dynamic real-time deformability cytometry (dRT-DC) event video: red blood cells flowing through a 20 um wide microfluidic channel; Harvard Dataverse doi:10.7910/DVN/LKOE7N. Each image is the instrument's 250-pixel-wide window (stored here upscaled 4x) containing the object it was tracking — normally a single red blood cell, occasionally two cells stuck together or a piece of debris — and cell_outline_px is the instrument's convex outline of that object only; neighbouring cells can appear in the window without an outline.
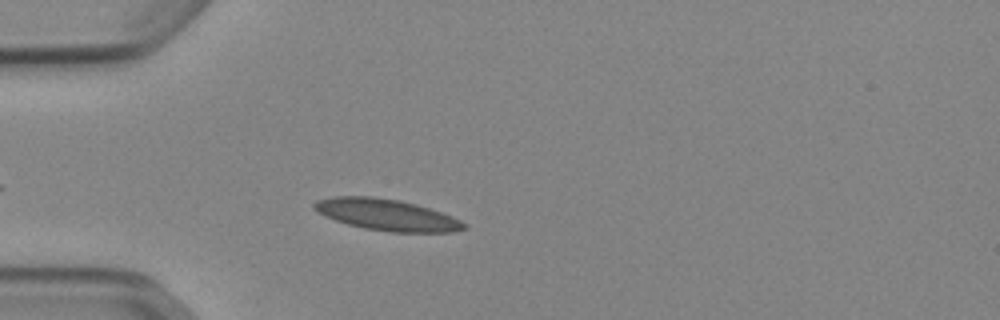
{"species": "Egyptian fruit bat (a non-hibernating species)", "species_latin": "Rousettus aegyptiacus", "temperature_condition": "cold", "stored_images_in_passage": 40, "camera_frame_rate_fps": 3000, "um_per_image_px": 0.085, "animal": {"sex": "female"}, "frame": {"image": 1, "passage_image": 6, "time_ms": 1.667, "image_size_px": [1000, 320], "cell_outline_px": [[468, 228], [452, 232], [392, 232], [364, 228], [348, 224], [324, 216], [316, 212], [312, 208], [312, 204], [316, 200], [332, 196], [372, 196], [400, 200], [416, 204], [452, 216], [468, 224]], "centroid_in_image_um": [32.85, 18.25], "position_along_channel_um": 52.2, "area_um2": 27.57}}
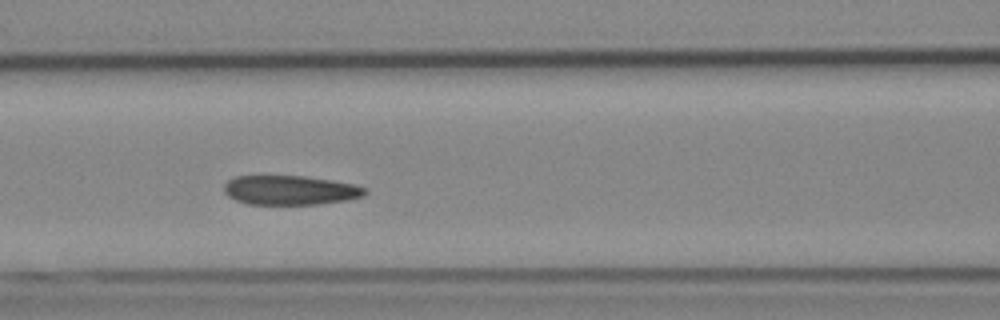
{"frame": {"image": 2, "passage_image": 14, "time_ms": 4.333, "image_size_px": [1000, 320], "cell_outline_px": [[368, 192], [364, 196], [348, 200], [320, 204], [248, 204], [236, 200], [228, 196], [224, 192], [224, 184], [228, 180], [236, 176], [304, 176], [332, 180], [356, 184], [368, 188]], "centroid_in_image_um": [24.72, 16.16], "position_along_channel_um": 141.9, "area_um2": 24.33}}
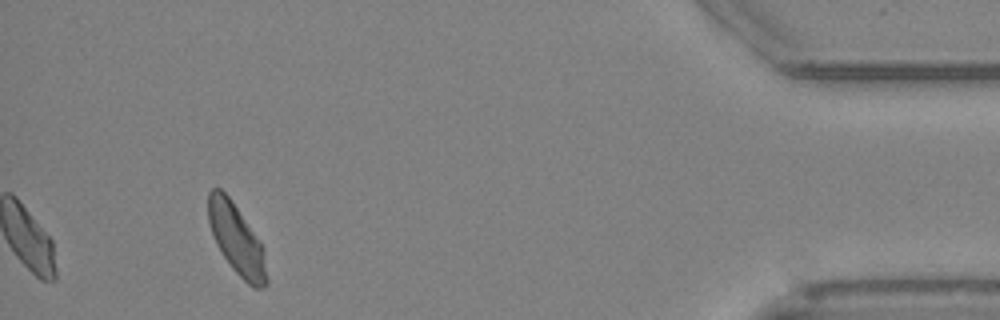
{"frame": {"image": 3, "passage_image": 40, "time_ms": 13.0, "image_size_px": [1000, 320], "cell_outline_px": [[268, 284], [264, 288], [252, 288], [232, 268], [216, 244], [208, 220], [208, 192], [212, 188], [220, 188], [228, 196], [264, 248], [268, 280]], "centroid_in_image_um": [20.12, 20.39], "position_along_channel_um": 415.1, "area_um2": 23.58}, "authors_computed_cell_mechanics": {"area_um2": 24.7962, "velocity_mm_per_s": 3.8425, "shape_relaxation_time_tau1_ms": null, "shape_relaxation_time_tau2_ms": 2.7718, "deformation_change_tau1": null, "deformation_change_tau2": 0.0749}}